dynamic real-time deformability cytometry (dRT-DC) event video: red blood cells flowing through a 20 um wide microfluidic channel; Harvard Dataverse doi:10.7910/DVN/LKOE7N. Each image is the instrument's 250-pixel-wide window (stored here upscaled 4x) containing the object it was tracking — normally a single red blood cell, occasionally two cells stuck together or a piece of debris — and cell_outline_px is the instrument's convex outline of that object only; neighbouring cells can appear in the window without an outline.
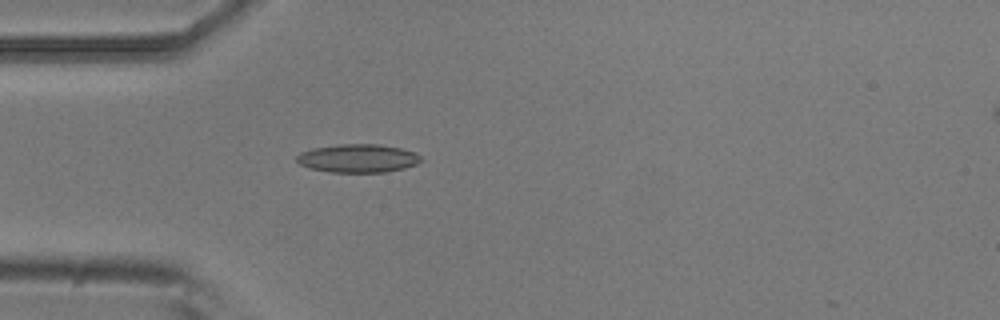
{"species": "common noctule bat (a hibernating species)", "species_latin": "Nyctalus noctula", "temperature_condition": "room temperature", "stored_images_in_passage": 2, "camera_frame_rate_fps": 3000, "um_per_image_px": 0.085, "animal": {"sex": "male", "body_mass_g": 20.5, "forearm_length_mm": 52.5}, "frame": {"image": 1, "passage_image": 2, "time_ms": 0.333, "image_size_px": [1000, 320], "cell_outline_px": [[424, 160], [416, 164], [404, 168], [384, 172], [328, 172], [308, 168], [300, 164], [296, 160], [296, 156], [300, 152], [312, 148], [340, 144], [380, 144], [400, 148], [416, 152]], "centroid_in_image_um": [30.42, 13.45], "position_along_channel_um": 54.6, "area_um2": 20.69}}